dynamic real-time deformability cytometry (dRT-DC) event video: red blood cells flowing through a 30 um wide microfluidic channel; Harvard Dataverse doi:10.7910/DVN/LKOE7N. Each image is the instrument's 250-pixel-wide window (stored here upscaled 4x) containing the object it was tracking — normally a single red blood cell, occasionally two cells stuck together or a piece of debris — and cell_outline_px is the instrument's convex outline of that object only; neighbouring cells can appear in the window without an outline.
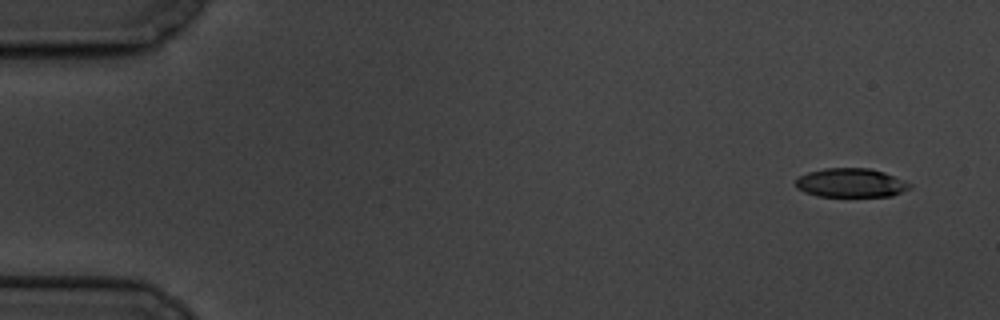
{"species": "common noctule bat (a hibernating species)", "species_latin": "Nyctalus noctula", "temperature_condition": "cold", "stored_images_in_passage": 11, "camera_frame_rate_fps": 3000, "um_per_image_px": 0.085, "animal": {"sex": "male", "body_mass_g": 19.5, "forearm_length_mm": 54.6}, "frame": {"image": 1, "passage_image": 1, "time_ms": 0.0, "image_size_px": [1000, 320], "cell_outline_px": [[912, 188], [892, 196], [816, 196], [804, 192], [796, 188], [796, 176], [808, 172], [824, 168], [868, 168], [884, 172], [912, 184]], "centroid_in_image_um": [72.3, 15.54], "position_along_channel_um": 12.7, "area_um2": 19.36}}
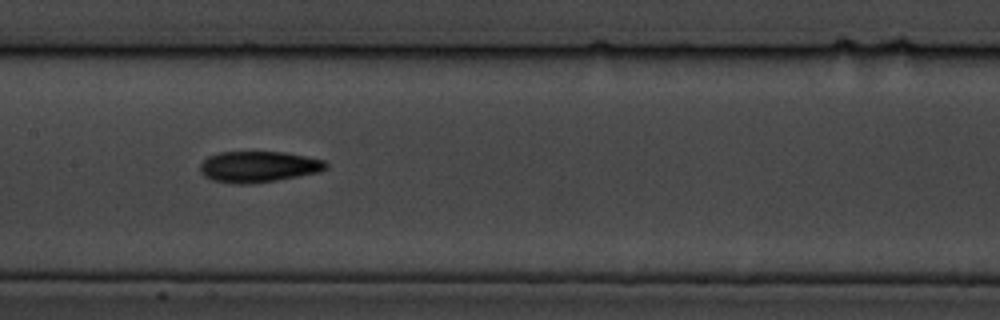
{"frame": {"image": 2, "passage_image": 8, "time_ms": 8.667, "image_size_px": [1000, 320], "cell_outline_px": [[328, 168], [320, 172], [276, 180], [252, 184], [232, 184], [212, 180], [204, 176], [200, 172], [200, 164], [208, 156], [220, 152], [284, 152], [324, 160], [328, 164]], "centroid_in_image_um": [21.96, 14.18], "position_along_channel_um": 185.4, "area_um2": 22.89}}
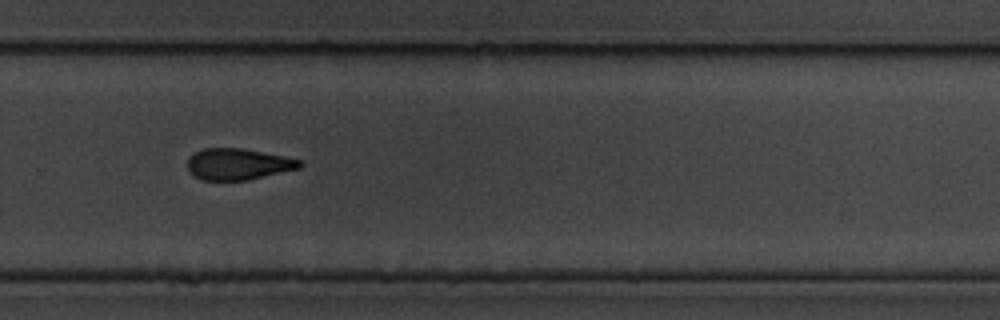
{"frame": {"image": 3, "passage_image": 11, "time_ms": 12.333, "image_size_px": [1000, 320], "cell_outline_px": [[304, 164], [300, 168], [248, 180], [200, 180], [192, 176], [188, 172], [188, 156], [204, 148], [240, 148], [284, 156], [304, 160]], "centroid_in_image_um": [20.23, 13.96], "position_along_channel_um": 309.6, "area_um2": 20.69}}